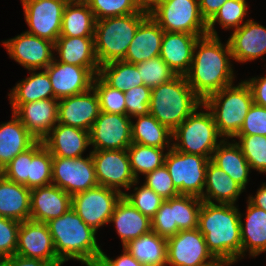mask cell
Segmentation results:
<instances>
[{
  "label": "cell",
  "mask_w": 266,
  "mask_h": 266,
  "mask_svg": "<svg viewBox=\"0 0 266 266\" xmlns=\"http://www.w3.org/2000/svg\"><path fill=\"white\" fill-rule=\"evenodd\" d=\"M231 60L228 40L223 44L219 36L209 35L197 40L190 69L184 76L202 101L234 84L236 75Z\"/></svg>",
  "instance_id": "obj_1"
},
{
  "label": "cell",
  "mask_w": 266,
  "mask_h": 266,
  "mask_svg": "<svg viewBox=\"0 0 266 266\" xmlns=\"http://www.w3.org/2000/svg\"><path fill=\"white\" fill-rule=\"evenodd\" d=\"M198 229L215 258L241 260L240 210L237 205L203 201Z\"/></svg>",
  "instance_id": "obj_2"
},
{
  "label": "cell",
  "mask_w": 266,
  "mask_h": 266,
  "mask_svg": "<svg viewBox=\"0 0 266 266\" xmlns=\"http://www.w3.org/2000/svg\"><path fill=\"white\" fill-rule=\"evenodd\" d=\"M56 255L64 264L70 259L86 266H96L102 250L96 231L87 225L72 207L62 216L48 221Z\"/></svg>",
  "instance_id": "obj_3"
},
{
  "label": "cell",
  "mask_w": 266,
  "mask_h": 266,
  "mask_svg": "<svg viewBox=\"0 0 266 266\" xmlns=\"http://www.w3.org/2000/svg\"><path fill=\"white\" fill-rule=\"evenodd\" d=\"M201 104L186 77L176 75L152 89L149 113L173 132Z\"/></svg>",
  "instance_id": "obj_4"
},
{
  "label": "cell",
  "mask_w": 266,
  "mask_h": 266,
  "mask_svg": "<svg viewBox=\"0 0 266 266\" xmlns=\"http://www.w3.org/2000/svg\"><path fill=\"white\" fill-rule=\"evenodd\" d=\"M232 84L207 97L203 104L212 113L218 133L232 139L240 131L247 112L253 105V95L245 80Z\"/></svg>",
  "instance_id": "obj_5"
},
{
  "label": "cell",
  "mask_w": 266,
  "mask_h": 266,
  "mask_svg": "<svg viewBox=\"0 0 266 266\" xmlns=\"http://www.w3.org/2000/svg\"><path fill=\"white\" fill-rule=\"evenodd\" d=\"M148 16L149 13H133L96 20L94 48L100 66L125 58L139 25Z\"/></svg>",
  "instance_id": "obj_6"
},
{
  "label": "cell",
  "mask_w": 266,
  "mask_h": 266,
  "mask_svg": "<svg viewBox=\"0 0 266 266\" xmlns=\"http://www.w3.org/2000/svg\"><path fill=\"white\" fill-rule=\"evenodd\" d=\"M223 140L212 113L204 104L172 132V148L188 154L205 156L210 160L213 151Z\"/></svg>",
  "instance_id": "obj_7"
},
{
  "label": "cell",
  "mask_w": 266,
  "mask_h": 266,
  "mask_svg": "<svg viewBox=\"0 0 266 266\" xmlns=\"http://www.w3.org/2000/svg\"><path fill=\"white\" fill-rule=\"evenodd\" d=\"M149 15L165 32L207 35L199 0H158L149 9Z\"/></svg>",
  "instance_id": "obj_8"
},
{
  "label": "cell",
  "mask_w": 266,
  "mask_h": 266,
  "mask_svg": "<svg viewBox=\"0 0 266 266\" xmlns=\"http://www.w3.org/2000/svg\"><path fill=\"white\" fill-rule=\"evenodd\" d=\"M209 160L205 156L180 152L174 148L167 150L164 165L180 195L202 197Z\"/></svg>",
  "instance_id": "obj_9"
},
{
  "label": "cell",
  "mask_w": 266,
  "mask_h": 266,
  "mask_svg": "<svg viewBox=\"0 0 266 266\" xmlns=\"http://www.w3.org/2000/svg\"><path fill=\"white\" fill-rule=\"evenodd\" d=\"M123 194L118 190L98 185L72 195V209L94 231L109 223L110 217Z\"/></svg>",
  "instance_id": "obj_10"
},
{
  "label": "cell",
  "mask_w": 266,
  "mask_h": 266,
  "mask_svg": "<svg viewBox=\"0 0 266 266\" xmlns=\"http://www.w3.org/2000/svg\"><path fill=\"white\" fill-rule=\"evenodd\" d=\"M91 155L98 185L124 194L140 183L132 173L126 149L91 150Z\"/></svg>",
  "instance_id": "obj_11"
},
{
  "label": "cell",
  "mask_w": 266,
  "mask_h": 266,
  "mask_svg": "<svg viewBox=\"0 0 266 266\" xmlns=\"http://www.w3.org/2000/svg\"><path fill=\"white\" fill-rule=\"evenodd\" d=\"M52 184L71 196L98 186L91 151L80 158L52 156Z\"/></svg>",
  "instance_id": "obj_12"
},
{
  "label": "cell",
  "mask_w": 266,
  "mask_h": 266,
  "mask_svg": "<svg viewBox=\"0 0 266 266\" xmlns=\"http://www.w3.org/2000/svg\"><path fill=\"white\" fill-rule=\"evenodd\" d=\"M25 22V32L46 39L55 44L60 36L62 15L66 0H20Z\"/></svg>",
  "instance_id": "obj_13"
},
{
  "label": "cell",
  "mask_w": 266,
  "mask_h": 266,
  "mask_svg": "<svg viewBox=\"0 0 266 266\" xmlns=\"http://www.w3.org/2000/svg\"><path fill=\"white\" fill-rule=\"evenodd\" d=\"M131 117L100 111L92 125L90 145L92 150H121L132 144Z\"/></svg>",
  "instance_id": "obj_14"
},
{
  "label": "cell",
  "mask_w": 266,
  "mask_h": 266,
  "mask_svg": "<svg viewBox=\"0 0 266 266\" xmlns=\"http://www.w3.org/2000/svg\"><path fill=\"white\" fill-rule=\"evenodd\" d=\"M10 59L29 70H44L56 56L54 43L38 36L22 32L7 40H2Z\"/></svg>",
  "instance_id": "obj_15"
},
{
  "label": "cell",
  "mask_w": 266,
  "mask_h": 266,
  "mask_svg": "<svg viewBox=\"0 0 266 266\" xmlns=\"http://www.w3.org/2000/svg\"><path fill=\"white\" fill-rule=\"evenodd\" d=\"M214 258L198 228L180 230L167 239V265L169 266H201Z\"/></svg>",
  "instance_id": "obj_16"
},
{
  "label": "cell",
  "mask_w": 266,
  "mask_h": 266,
  "mask_svg": "<svg viewBox=\"0 0 266 266\" xmlns=\"http://www.w3.org/2000/svg\"><path fill=\"white\" fill-rule=\"evenodd\" d=\"M49 76L55 99L78 95L93 87L95 74L87 67L53 61L44 69Z\"/></svg>",
  "instance_id": "obj_17"
},
{
  "label": "cell",
  "mask_w": 266,
  "mask_h": 266,
  "mask_svg": "<svg viewBox=\"0 0 266 266\" xmlns=\"http://www.w3.org/2000/svg\"><path fill=\"white\" fill-rule=\"evenodd\" d=\"M15 254L46 262H61L56 255L47 224L32 220L21 222Z\"/></svg>",
  "instance_id": "obj_18"
},
{
  "label": "cell",
  "mask_w": 266,
  "mask_h": 266,
  "mask_svg": "<svg viewBox=\"0 0 266 266\" xmlns=\"http://www.w3.org/2000/svg\"><path fill=\"white\" fill-rule=\"evenodd\" d=\"M100 113L99 98L90 90L58 100V123L90 131Z\"/></svg>",
  "instance_id": "obj_19"
},
{
  "label": "cell",
  "mask_w": 266,
  "mask_h": 266,
  "mask_svg": "<svg viewBox=\"0 0 266 266\" xmlns=\"http://www.w3.org/2000/svg\"><path fill=\"white\" fill-rule=\"evenodd\" d=\"M233 61L245 63L266 55V27L247 19L240 28L233 30L228 38Z\"/></svg>",
  "instance_id": "obj_20"
},
{
  "label": "cell",
  "mask_w": 266,
  "mask_h": 266,
  "mask_svg": "<svg viewBox=\"0 0 266 266\" xmlns=\"http://www.w3.org/2000/svg\"><path fill=\"white\" fill-rule=\"evenodd\" d=\"M13 113L38 141H42L58 123V99L23 103Z\"/></svg>",
  "instance_id": "obj_21"
},
{
  "label": "cell",
  "mask_w": 266,
  "mask_h": 266,
  "mask_svg": "<svg viewBox=\"0 0 266 266\" xmlns=\"http://www.w3.org/2000/svg\"><path fill=\"white\" fill-rule=\"evenodd\" d=\"M72 196L53 184L31 189L30 220L47 223L71 208Z\"/></svg>",
  "instance_id": "obj_22"
},
{
  "label": "cell",
  "mask_w": 266,
  "mask_h": 266,
  "mask_svg": "<svg viewBox=\"0 0 266 266\" xmlns=\"http://www.w3.org/2000/svg\"><path fill=\"white\" fill-rule=\"evenodd\" d=\"M52 156L80 158L90 145L89 131L57 123L42 140Z\"/></svg>",
  "instance_id": "obj_23"
},
{
  "label": "cell",
  "mask_w": 266,
  "mask_h": 266,
  "mask_svg": "<svg viewBox=\"0 0 266 266\" xmlns=\"http://www.w3.org/2000/svg\"><path fill=\"white\" fill-rule=\"evenodd\" d=\"M203 36L206 35L164 31L160 57L177 75H185L192 63L194 46Z\"/></svg>",
  "instance_id": "obj_24"
},
{
  "label": "cell",
  "mask_w": 266,
  "mask_h": 266,
  "mask_svg": "<svg viewBox=\"0 0 266 266\" xmlns=\"http://www.w3.org/2000/svg\"><path fill=\"white\" fill-rule=\"evenodd\" d=\"M56 61L89 68L95 75L99 73L94 37L59 36L54 44Z\"/></svg>",
  "instance_id": "obj_25"
},
{
  "label": "cell",
  "mask_w": 266,
  "mask_h": 266,
  "mask_svg": "<svg viewBox=\"0 0 266 266\" xmlns=\"http://www.w3.org/2000/svg\"><path fill=\"white\" fill-rule=\"evenodd\" d=\"M164 30L149 15L138 27L124 61L138 64L160 56Z\"/></svg>",
  "instance_id": "obj_26"
},
{
  "label": "cell",
  "mask_w": 266,
  "mask_h": 266,
  "mask_svg": "<svg viewBox=\"0 0 266 266\" xmlns=\"http://www.w3.org/2000/svg\"><path fill=\"white\" fill-rule=\"evenodd\" d=\"M246 203L244 222L242 220L244 214L240 212L241 259L244 258L246 252L249 253V257L253 258L266 253V211L252 205L248 200Z\"/></svg>",
  "instance_id": "obj_27"
},
{
  "label": "cell",
  "mask_w": 266,
  "mask_h": 266,
  "mask_svg": "<svg viewBox=\"0 0 266 266\" xmlns=\"http://www.w3.org/2000/svg\"><path fill=\"white\" fill-rule=\"evenodd\" d=\"M109 223L115 224L122 247L152 230L151 219L138 211L126 198L117 203Z\"/></svg>",
  "instance_id": "obj_28"
},
{
  "label": "cell",
  "mask_w": 266,
  "mask_h": 266,
  "mask_svg": "<svg viewBox=\"0 0 266 266\" xmlns=\"http://www.w3.org/2000/svg\"><path fill=\"white\" fill-rule=\"evenodd\" d=\"M11 117L10 121L0 123V171L38 141L13 112Z\"/></svg>",
  "instance_id": "obj_29"
},
{
  "label": "cell",
  "mask_w": 266,
  "mask_h": 266,
  "mask_svg": "<svg viewBox=\"0 0 266 266\" xmlns=\"http://www.w3.org/2000/svg\"><path fill=\"white\" fill-rule=\"evenodd\" d=\"M245 190L211 160L206 169L201 199L209 203L233 204Z\"/></svg>",
  "instance_id": "obj_30"
},
{
  "label": "cell",
  "mask_w": 266,
  "mask_h": 266,
  "mask_svg": "<svg viewBox=\"0 0 266 266\" xmlns=\"http://www.w3.org/2000/svg\"><path fill=\"white\" fill-rule=\"evenodd\" d=\"M211 161L246 190L252 169L235 140L224 139L213 151Z\"/></svg>",
  "instance_id": "obj_31"
},
{
  "label": "cell",
  "mask_w": 266,
  "mask_h": 266,
  "mask_svg": "<svg viewBox=\"0 0 266 266\" xmlns=\"http://www.w3.org/2000/svg\"><path fill=\"white\" fill-rule=\"evenodd\" d=\"M31 189L0 174V217L19 222L30 220Z\"/></svg>",
  "instance_id": "obj_32"
},
{
  "label": "cell",
  "mask_w": 266,
  "mask_h": 266,
  "mask_svg": "<svg viewBox=\"0 0 266 266\" xmlns=\"http://www.w3.org/2000/svg\"><path fill=\"white\" fill-rule=\"evenodd\" d=\"M29 77L18 81L8 93L12 112L21 104L55 98L52 85L45 70H29Z\"/></svg>",
  "instance_id": "obj_33"
},
{
  "label": "cell",
  "mask_w": 266,
  "mask_h": 266,
  "mask_svg": "<svg viewBox=\"0 0 266 266\" xmlns=\"http://www.w3.org/2000/svg\"><path fill=\"white\" fill-rule=\"evenodd\" d=\"M143 266H167V239L150 231L123 246Z\"/></svg>",
  "instance_id": "obj_34"
},
{
  "label": "cell",
  "mask_w": 266,
  "mask_h": 266,
  "mask_svg": "<svg viewBox=\"0 0 266 266\" xmlns=\"http://www.w3.org/2000/svg\"><path fill=\"white\" fill-rule=\"evenodd\" d=\"M136 119L133 122V119ZM132 143L158 148H172V131L150 113L135 116L131 122Z\"/></svg>",
  "instance_id": "obj_35"
},
{
  "label": "cell",
  "mask_w": 266,
  "mask_h": 266,
  "mask_svg": "<svg viewBox=\"0 0 266 266\" xmlns=\"http://www.w3.org/2000/svg\"><path fill=\"white\" fill-rule=\"evenodd\" d=\"M96 19L87 3H67L63 10L60 36L94 37Z\"/></svg>",
  "instance_id": "obj_36"
},
{
  "label": "cell",
  "mask_w": 266,
  "mask_h": 266,
  "mask_svg": "<svg viewBox=\"0 0 266 266\" xmlns=\"http://www.w3.org/2000/svg\"><path fill=\"white\" fill-rule=\"evenodd\" d=\"M98 75L109 86L122 92L144 85L137 66L124 60L112 61L101 65Z\"/></svg>",
  "instance_id": "obj_37"
},
{
  "label": "cell",
  "mask_w": 266,
  "mask_h": 266,
  "mask_svg": "<svg viewBox=\"0 0 266 266\" xmlns=\"http://www.w3.org/2000/svg\"><path fill=\"white\" fill-rule=\"evenodd\" d=\"M170 148L132 143L126 150L130 160V167L136 180L139 175H145L164 165L165 156ZM165 151V152H164Z\"/></svg>",
  "instance_id": "obj_38"
},
{
  "label": "cell",
  "mask_w": 266,
  "mask_h": 266,
  "mask_svg": "<svg viewBox=\"0 0 266 266\" xmlns=\"http://www.w3.org/2000/svg\"><path fill=\"white\" fill-rule=\"evenodd\" d=\"M248 3L246 0H226L220 7L219 11L207 23V35L218 36L215 29L216 23L222 29L235 30L240 28L247 20L244 21L248 15Z\"/></svg>",
  "instance_id": "obj_39"
},
{
  "label": "cell",
  "mask_w": 266,
  "mask_h": 266,
  "mask_svg": "<svg viewBox=\"0 0 266 266\" xmlns=\"http://www.w3.org/2000/svg\"><path fill=\"white\" fill-rule=\"evenodd\" d=\"M52 184V155L42 141L32 146V161L28 189L44 187Z\"/></svg>",
  "instance_id": "obj_40"
},
{
  "label": "cell",
  "mask_w": 266,
  "mask_h": 266,
  "mask_svg": "<svg viewBox=\"0 0 266 266\" xmlns=\"http://www.w3.org/2000/svg\"><path fill=\"white\" fill-rule=\"evenodd\" d=\"M203 200L192 195L174 197V222L179 230L198 228L199 211Z\"/></svg>",
  "instance_id": "obj_41"
},
{
  "label": "cell",
  "mask_w": 266,
  "mask_h": 266,
  "mask_svg": "<svg viewBox=\"0 0 266 266\" xmlns=\"http://www.w3.org/2000/svg\"><path fill=\"white\" fill-rule=\"evenodd\" d=\"M235 141L241 148L244 157L251 169L266 174V136L236 135Z\"/></svg>",
  "instance_id": "obj_42"
},
{
  "label": "cell",
  "mask_w": 266,
  "mask_h": 266,
  "mask_svg": "<svg viewBox=\"0 0 266 266\" xmlns=\"http://www.w3.org/2000/svg\"><path fill=\"white\" fill-rule=\"evenodd\" d=\"M87 4L96 20L133 13H149V10L141 8L135 0H90Z\"/></svg>",
  "instance_id": "obj_43"
},
{
  "label": "cell",
  "mask_w": 266,
  "mask_h": 266,
  "mask_svg": "<svg viewBox=\"0 0 266 266\" xmlns=\"http://www.w3.org/2000/svg\"><path fill=\"white\" fill-rule=\"evenodd\" d=\"M145 86L153 89L173 79L177 74L160 57L135 64Z\"/></svg>",
  "instance_id": "obj_44"
},
{
  "label": "cell",
  "mask_w": 266,
  "mask_h": 266,
  "mask_svg": "<svg viewBox=\"0 0 266 266\" xmlns=\"http://www.w3.org/2000/svg\"><path fill=\"white\" fill-rule=\"evenodd\" d=\"M93 88L99 98L100 111L126 114L124 92L109 86L98 74L93 80Z\"/></svg>",
  "instance_id": "obj_45"
},
{
  "label": "cell",
  "mask_w": 266,
  "mask_h": 266,
  "mask_svg": "<svg viewBox=\"0 0 266 266\" xmlns=\"http://www.w3.org/2000/svg\"><path fill=\"white\" fill-rule=\"evenodd\" d=\"M126 198L138 211L150 219L156 214L161 204L165 201L154 190L145 184L136 186L131 193H124Z\"/></svg>",
  "instance_id": "obj_46"
},
{
  "label": "cell",
  "mask_w": 266,
  "mask_h": 266,
  "mask_svg": "<svg viewBox=\"0 0 266 266\" xmlns=\"http://www.w3.org/2000/svg\"><path fill=\"white\" fill-rule=\"evenodd\" d=\"M152 231L160 237L168 239L180 230L174 222V198L165 200L156 214L151 218Z\"/></svg>",
  "instance_id": "obj_47"
},
{
  "label": "cell",
  "mask_w": 266,
  "mask_h": 266,
  "mask_svg": "<svg viewBox=\"0 0 266 266\" xmlns=\"http://www.w3.org/2000/svg\"><path fill=\"white\" fill-rule=\"evenodd\" d=\"M32 161V147L18 154L5 167L0 174L9 181L23 184L28 188V176H30V163Z\"/></svg>",
  "instance_id": "obj_48"
},
{
  "label": "cell",
  "mask_w": 266,
  "mask_h": 266,
  "mask_svg": "<svg viewBox=\"0 0 266 266\" xmlns=\"http://www.w3.org/2000/svg\"><path fill=\"white\" fill-rule=\"evenodd\" d=\"M144 177L143 184L154 190L163 199L167 200L180 195L165 165L145 174Z\"/></svg>",
  "instance_id": "obj_49"
},
{
  "label": "cell",
  "mask_w": 266,
  "mask_h": 266,
  "mask_svg": "<svg viewBox=\"0 0 266 266\" xmlns=\"http://www.w3.org/2000/svg\"><path fill=\"white\" fill-rule=\"evenodd\" d=\"M151 92L152 89L145 85L133 87L124 92L126 115L133 118L149 114Z\"/></svg>",
  "instance_id": "obj_50"
},
{
  "label": "cell",
  "mask_w": 266,
  "mask_h": 266,
  "mask_svg": "<svg viewBox=\"0 0 266 266\" xmlns=\"http://www.w3.org/2000/svg\"><path fill=\"white\" fill-rule=\"evenodd\" d=\"M20 224L19 221L0 217V257L2 259L16 253Z\"/></svg>",
  "instance_id": "obj_51"
},
{
  "label": "cell",
  "mask_w": 266,
  "mask_h": 266,
  "mask_svg": "<svg viewBox=\"0 0 266 266\" xmlns=\"http://www.w3.org/2000/svg\"><path fill=\"white\" fill-rule=\"evenodd\" d=\"M266 136V107L253 103L237 135Z\"/></svg>",
  "instance_id": "obj_52"
},
{
  "label": "cell",
  "mask_w": 266,
  "mask_h": 266,
  "mask_svg": "<svg viewBox=\"0 0 266 266\" xmlns=\"http://www.w3.org/2000/svg\"><path fill=\"white\" fill-rule=\"evenodd\" d=\"M122 250V254L115 259L107 256V254L102 250L100 259L96 266H143L125 248Z\"/></svg>",
  "instance_id": "obj_53"
},
{
  "label": "cell",
  "mask_w": 266,
  "mask_h": 266,
  "mask_svg": "<svg viewBox=\"0 0 266 266\" xmlns=\"http://www.w3.org/2000/svg\"><path fill=\"white\" fill-rule=\"evenodd\" d=\"M245 82L252 91L254 104L266 107V76L252 77Z\"/></svg>",
  "instance_id": "obj_54"
},
{
  "label": "cell",
  "mask_w": 266,
  "mask_h": 266,
  "mask_svg": "<svg viewBox=\"0 0 266 266\" xmlns=\"http://www.w3.org/2000/svg\"><path fill=\"white\" fill-rule=\"evenodd\" d=\"M62 262H46L14 254L3 259L2 266H62Z\"/></svg>",
  "instance_id": "obj_55"
},
{
  "label": "cell",
  "mask_w": 266,
  "mask_h": 266,
  "mask_svg": "<svg viewBox=\"0 0 266 266\" xmlns=\"http://www.w3.org/2000/svg\"><path fill=\"white\" fill-rule=\"evenodd\" d=\"M225 2L226 0H199V11L206 23L214 17Z\"/></svg>",
  "instance_id": "obj_56"
},
{
  "label": "cell",
  "mask_w": 266,
  "mask_h": 266,
  "mask_svg": "<svg viewBox=\"0 0 266 266\" xmlns=\"http://www.w3.org/2000/svg\"><path fill=\"white\" fill-rule=\"evenodd\" d=\"M252 205L266 211V182L257 189L255 196H248L247 199Z\"/></svg>",
  "instance_id": "obj_57"
},
{
  "label": "cell",
  "mask_w": 266,
  "mask_h": 266,
  "mask_svg": "<svg viewBox=\"0 0 266 266\" xmlns=\"http://www.w3.org/2000/svg\"><path fill=\"white\" fill-rule=\"evenodd\" d=\"M236 262L226 258H214L212 261L201 266H231Z\"/></svg>",
  "instance_id": "obj_58"
},
{
  "label": "cell",
  "mask_w": 266,
  "mask_h": 266,
  "mask_svg": "<svg viewBox=\"0 0 266 266\" xmlns=\"http://www.w3.org/2000/svg\"><path fill=\"white\" fill-rule=\"evenodd\" d=\"M138 5L146 10H149L158 0H135Z\"/></svg>",
  "instance_id": "obj_59"
},
{
  "label": "cell",
  "mask_w": 266,
  "mask_h": 266,
  "mask_svg": "<svg viewBox=\"0 0 266 266\" xmlns=\"http://www.w3.org/2000/svg\"><path fill=\"white\" fill-rule=\"evenodd\" d=\"M90 0H66L67 3H88Z\"/></svg>",
  "instance_id": "obj_60"
},
{
  "label": "cell",
  "mask_w": 266,
  "mask_h": 266,
  "mask_svg": "<svg viewBox=\"0 0 266 266\" xmlns=\"http://www.w3.org/2000/svg\"><path fill=\"white\" fill-rule=\"evenodd\" d=\"M3 259L0 257V266H2Z\"/></svg>",
  "instance_id": "obj_61"
}]
</instances>
